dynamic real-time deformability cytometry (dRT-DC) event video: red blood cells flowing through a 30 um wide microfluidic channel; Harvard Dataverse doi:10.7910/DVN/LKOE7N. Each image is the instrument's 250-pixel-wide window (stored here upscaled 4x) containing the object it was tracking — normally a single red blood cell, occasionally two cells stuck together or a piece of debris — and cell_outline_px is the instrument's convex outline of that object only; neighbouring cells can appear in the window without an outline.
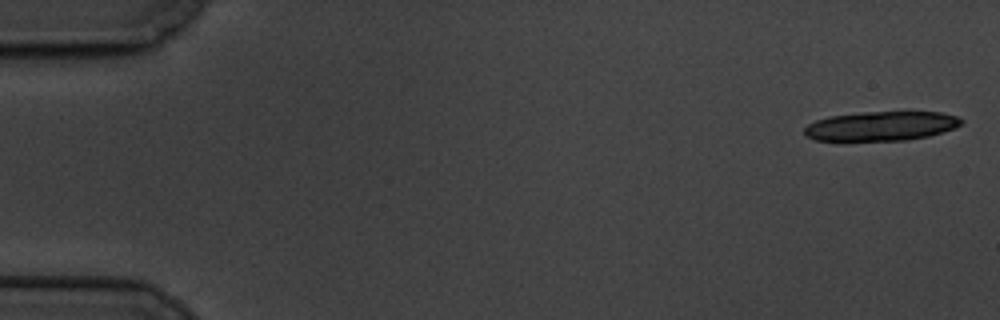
{"species": "common noctule bat (a hibernating species)", "species_latin": "Nyctalus noctula", "temperature_condition": "cold", "stored_images_in_passage": 7, "camera_frame_rate_fps": 3000, "um_per_image_px": 0.085, "animal": {"sex": "male", "body_mass_g": 19.5, "forearm_length_mm": 54.6}, "frame": {"image": 1, "passage_image": 1, "time_ms": 0.0, "image_size_px": [1000, 320], "cell_outline_px": [[964, 120], [956, 128], [928, 136], [908, 140], [816, 140], [804, 136], [804, 128], [808, 124], [816, 120], [828, 116], [864, 112], [940, 112], [956, 116]], "centroid_in_image_um": [74.89, 10.71], "position_along_channel_um": 10.1, "area_um2": 26.76}}